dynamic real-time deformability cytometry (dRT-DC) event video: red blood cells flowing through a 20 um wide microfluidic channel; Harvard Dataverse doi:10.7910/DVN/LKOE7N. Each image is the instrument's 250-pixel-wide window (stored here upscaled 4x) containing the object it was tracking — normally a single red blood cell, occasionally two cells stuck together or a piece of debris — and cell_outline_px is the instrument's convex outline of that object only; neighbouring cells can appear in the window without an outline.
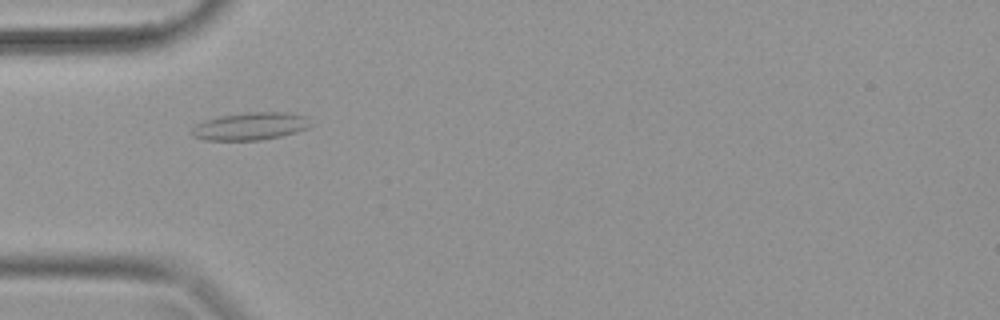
{"species": "common noctule bat (a hibernating species)", "species_latin": "Nyctalus noctula", "temperature_condition": "warm", "stored_images_in_passage": 35, "camera_frame_rate_fps": 3000, "um_per_image_px": 0.085, "animal": {"sex": "female", "body_mass_g": 19.9}, "frame": {"image": 1, "passage_image": 8, "time_ms": 2.333, "image_size_px": [1000, 320], "cell_outline_px": [[304, 128], [292, 132], [276, 136], [256, 140], [208, 140], [196, 136], [192, 132], [200, 124], [208, 120], [224, 116], [256, 112], [272, 112], [300, 116]], "centroid_in_image_um": [21.14, 10.75], "position_along_channel_um": 63.9, "area_um2": 17.11}}
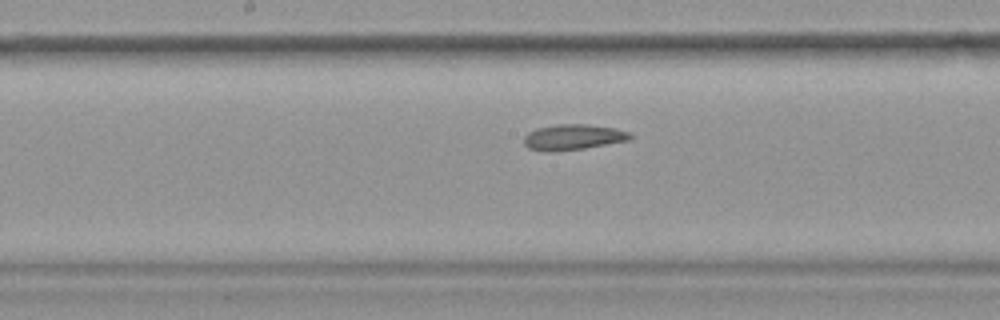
{"frame": {"image": 2, "passage_image": 16, "time_ms": 5.0, "image_size_px": [1000, 320], "cell_outline_px": [[632, 136], [628, 140], [584, 148], [528, 148], [524, 144], [524, 136], [528, 132], [540, 128], [560, 124], [580, 124], [612, 128], [628, 132]], "centroid_in_image_um": [48.75, 11.61], "position_along_channel_um": 199.5, "area_um2": 14.57}}
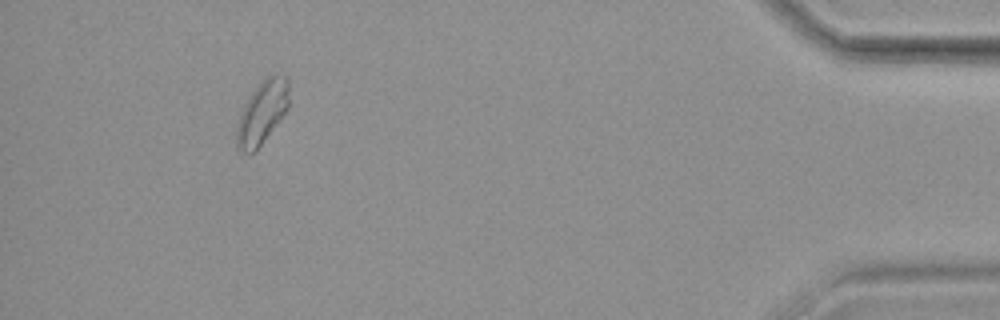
{"frame": {"image": 3, "passage_image": 32, "time_ms": 10.333, "image_size_px": [1000, 320], "cell_outline_px": [[288, 108], [260, 144], [252, 152], [244, 152], [236, 148], [236, 128], [244, 104], [252, 92], [268, 76], [284, 76], [288, 80]], "centroid_in_image_um": [22.25, 9.57], "position_along_channel_um": 412.9, "area_um2": 18.38}}